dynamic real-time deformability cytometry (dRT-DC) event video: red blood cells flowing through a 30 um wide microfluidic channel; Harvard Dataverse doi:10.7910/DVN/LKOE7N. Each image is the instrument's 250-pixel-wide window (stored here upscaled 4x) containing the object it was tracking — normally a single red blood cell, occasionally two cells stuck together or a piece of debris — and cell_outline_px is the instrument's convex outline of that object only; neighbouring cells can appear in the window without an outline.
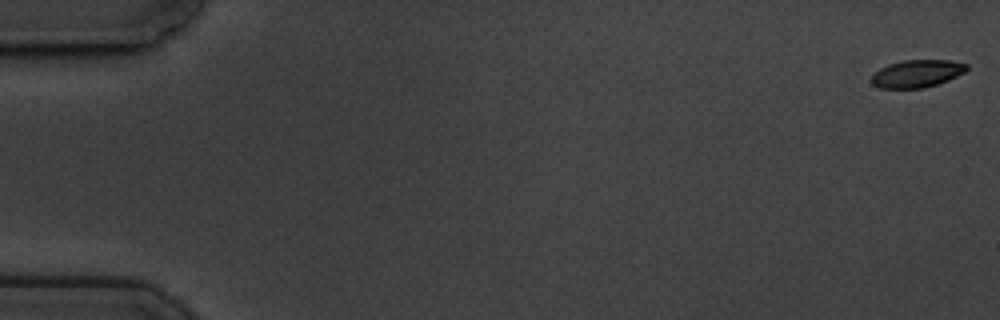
{"species": "common noctule bat (a hibernating species)", "species_latin": "Nyctalus noctula", "temperature_condition": "cold", "stored_images_in_passage": 61, "camera_frame_rate_fps": 3000, "um_per_image_px": 0.085, "animal": {"sex": "male", "body_mass_g": 19.5, "forearm_length_mm": 54.6}, "frame": {"image": 1, "passage_image": 1, "time_ms": 0.0, "image_size_px": [1000, 320], "cell_outline_px": [[968, 68], [964, 72], [948, 80], [924, 88], [880, 88], [872, 84], [872, 76], [880, 68], [888, 64], [904, 60], [948, 60], [968, 64]], "centroid_in_image_um": [77.94, 6.25], "position_along_channel_um": 7.1, "area_um2": 15.14}}
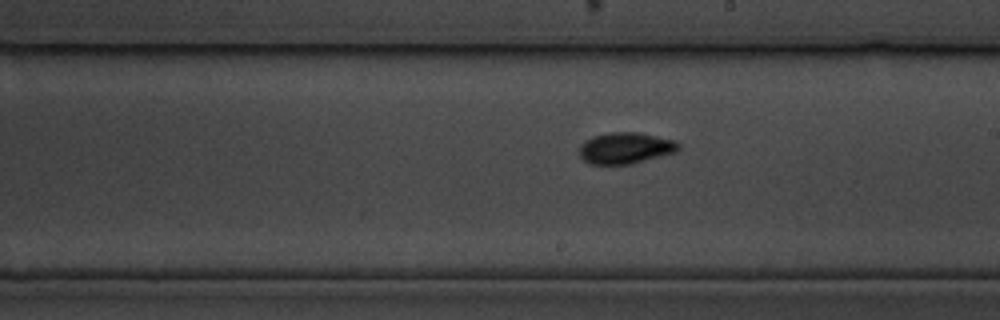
{"frame": {"image": 2, "passage_image": 35, "time_ms": 11.333, "image_size_px": [1000, 320], "cell_outline_px": [[680, 148], [676, 152], [632, 164], [592, 164], [584, 160], [580, 156], [580, 148], [592, 136], [608, 132], [640, 132], [676, 140], [680, 144]], "centroid_in_image_um": [53.23, 12.58], "position_along_channel_um": 235.8, "area_um2": 18.09}}
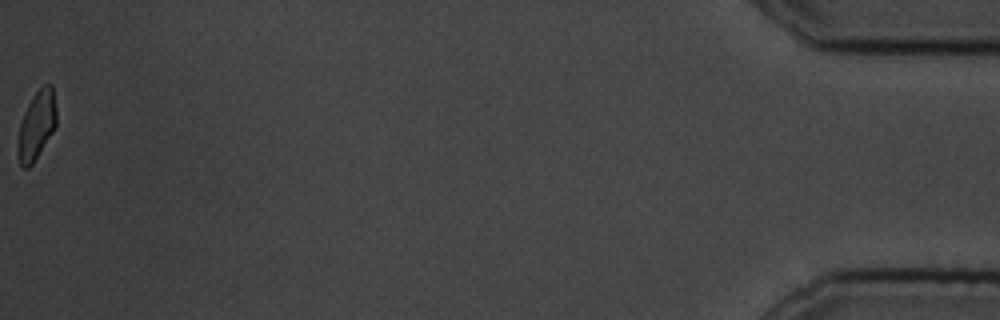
{"frame": {"image": 3, "passage_image": 61, "time_ms": 20.0, "image_size_px": [1000, 320], "cell_outline_px": [[56, 124], [52, 132], [32, 164], [28, 168], [24, 168], [20, 164], [16, 152], [16, 148], [20, 124], [24, 112], [32, 96], [44, 84], [52, 84], [56, 108]], "centroid_in_image_um": [3.09, 10.65], "position_along_channel_um": 432.1, "area_um2": 15.32}, "authors_computed_cell_mechanics": {"area_um2": 16.5308, "velocity_mm_per_s": 3.3608, "shape_relaxation_time_tau1_ms": 3.5472, "shape_relaxation_time_tau2_ms": 2.1893, "deformation_change_tau1": 0.1146, "deformation_change_tau2": 0.0603}}